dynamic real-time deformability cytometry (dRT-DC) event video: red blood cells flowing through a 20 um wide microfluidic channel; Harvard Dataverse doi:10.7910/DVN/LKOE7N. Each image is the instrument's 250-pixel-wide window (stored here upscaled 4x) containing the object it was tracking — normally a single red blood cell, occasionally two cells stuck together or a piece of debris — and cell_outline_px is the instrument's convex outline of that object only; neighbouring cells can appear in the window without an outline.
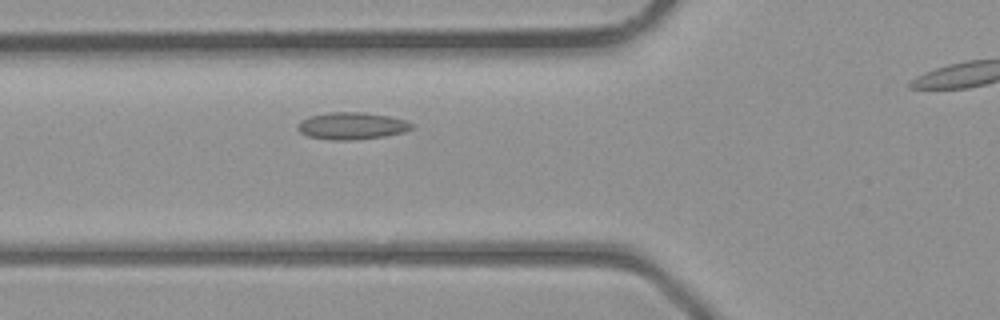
{"species": "common noctule bat (a hibernating species)", "species_latin": "Nyctalus noctula", "temperature_condition": "room temperature", "stored_images_in_passage": 28, "camera_frame_rate_fps": 3000, "um_per_image_px": 0.085, "animal": {"sex": "male", "body_mass_g": 23.1, "forearm_length_mm": 52.7}, "frame": {"image": 1, "passage_image": 5, "time_ms": 1.333, "image_size_px": [1000, 320], "cell_outline_px": [[412, 128], [404, 132], [384, 136], [352, 140], [328, 140], [308, 136], [300, 132], [296, 128], [296, 124], [300, 120], [308, 116], [332, 112], [364, 112], [388, 116], [404, 120], [412, 124]], "centroid_in_image_um": [29.84, 10.7], "position_along_channel_um": 96.0, "area_um2": 18.03}}
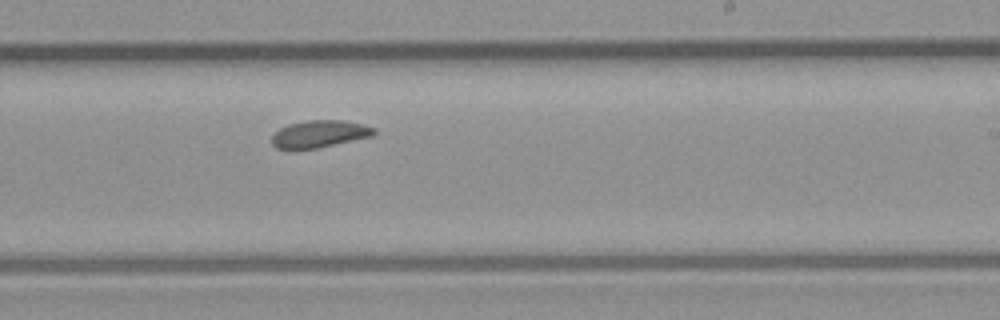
{"frame": {"image": 2, "passage_image": 15, "time_ms": 4.667, "image_size_px": [1000, 320], "cell_outline_px": [[376, 132], [372, 136], [316, 148], [276, 148], [272, 144], [272, 136], [280, 128], [288, 124], [308, 120], [340, 120], [360, 124], [376, 128]], "centroid_in_image_um": [27.15, 11.37], "position_along_channel_um": 261.8, "area_um2": 15.84}}
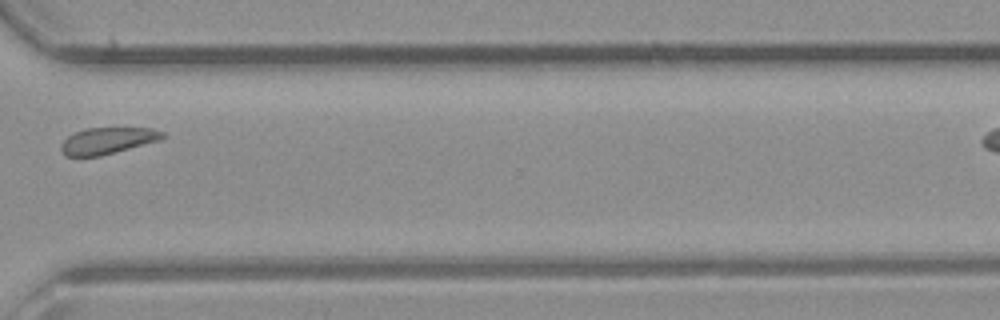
{"frame": {"image": 3, "passage_image": 21, "time_ms": 6.667, "image_size_px": [1000, 320], "cell_outline_px": [[168, 136], [160, 140], [100, 156], [64, 156], [60, 152], [60, 144], [68, 136], [84, 128], [152, 128], [164, 132]], "centroid_in_image_um": [9.14, 11.96], "position_along_channel_um": 361.5, "area_um2": 15.78}}